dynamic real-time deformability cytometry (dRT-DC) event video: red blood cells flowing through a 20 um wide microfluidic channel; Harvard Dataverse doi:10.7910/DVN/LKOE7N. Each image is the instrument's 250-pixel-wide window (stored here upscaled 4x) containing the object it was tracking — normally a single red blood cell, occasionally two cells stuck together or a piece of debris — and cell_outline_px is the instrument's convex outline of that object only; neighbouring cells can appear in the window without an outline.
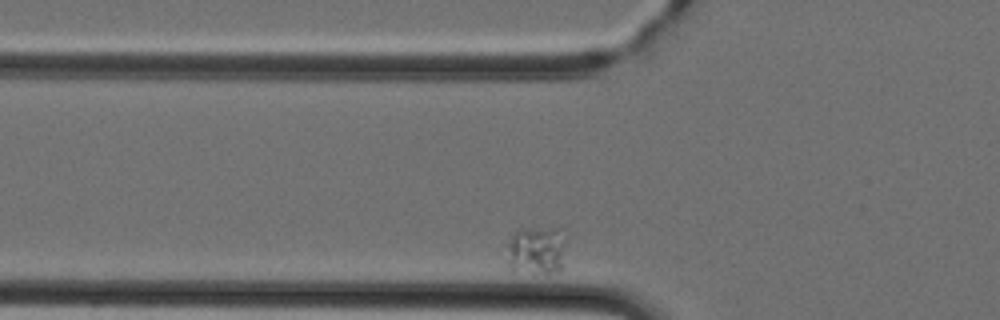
{"species": "Egyptian fruit bat (a non-hibernating species)", "species_latin": "Rousettus aegyptiacus", "temperature_condition": "cold", "stored_images_in_passage": 30, "camera_frame_rate_fps": 3000, "um_per_image_px": 0.085, "animal": {"sex": "female"}, "frame": {"image": 1, "passage_image": 3, "time_ms": 0.667, "image_size_px": [1000, 320], "cell_outline_px": [[568, 240], [560, 272], [548, 276], [532, 276], [512, 268], [504, 264], [504, 260], [508, 244], [512, 232], [516, 228], [560, 228]], "centroid_in_image_um": [45.6, 21.33], "position_along_channel_um": 80.2, "area_um2": 18.32}}
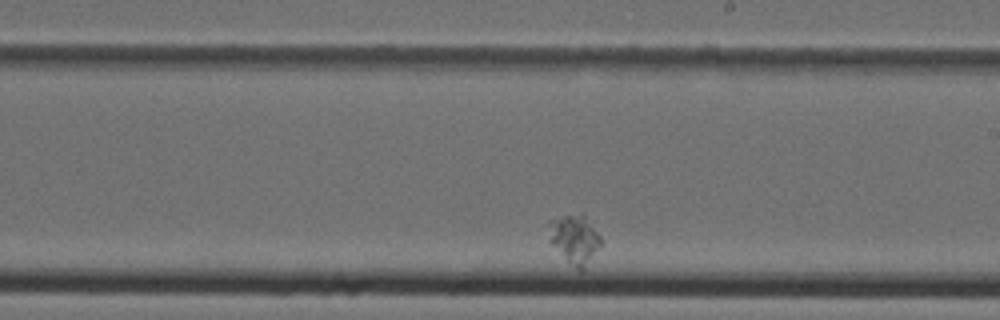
{"frame": {"image": 2, "passage_image": 18, "time_ms": 5.667, "image_size_px": [1000, 320], "cell_outline_px": [[600, 248], [584, 272], [580, 272], [548, 240], [544, 224], [548, 220], [580, 212], [584, 212], [600, 236]], "centroid_in_image_um": [48.82, 20.29], "position_along_channel_um": 240.2, "area_um2": 15.43}}
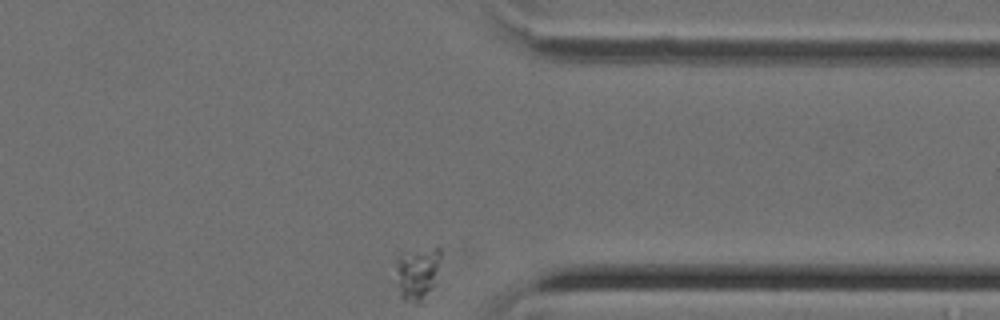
{"frame": {"image": 3, "passage_image": 30, "time_ms": 9.667, "image_size_px": [1000, 320], "cell_outline_px": [[440, 260], [432, 284], [424, 304], [416, 304], [404, 300], [400, 296], [396, 264], [396, 256], [400, 252], [436, 248], [440, 248]], "centroid_in_image_um": [35.43, 23.25], "position_along_channel_um": 376.0, "area_um2": 13.64}}